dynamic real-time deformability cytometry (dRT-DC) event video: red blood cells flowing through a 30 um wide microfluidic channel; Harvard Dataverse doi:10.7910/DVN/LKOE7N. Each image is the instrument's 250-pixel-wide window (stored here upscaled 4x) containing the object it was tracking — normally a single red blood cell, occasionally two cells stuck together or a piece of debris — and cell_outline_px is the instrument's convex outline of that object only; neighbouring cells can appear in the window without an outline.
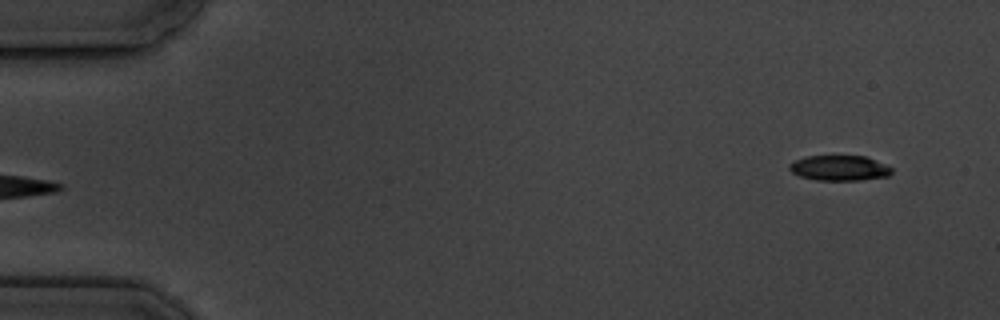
{"species": "common noctule bat (a hibernating species)", "species_latin": "Nyctalus noctula", "temperature_condition": "cold", "stored_images_in_passage": 5, "camera_frame_rate_fps": 3000, "um_per_image_px": 0.085, "animal": {"sex": "male", "body_mass_g": 19.5, "forearm_length_mm": 54.6}, "frame": {"image": 1, "passage_image": 5, "time_ms": 5.333, "image_size_px": [1000, 320], "cell_outline_px": [[892, 172], [888, 176], [860, 180], [816, 180], [800, 176], [792, 172], [788, 168], [788, 164], [804, 156], [864, 156], [892, 168]], "centroid_in_image_um": [71.31, 14.28], "position_along_channel_um": 13.7, "area_um2": 14.91}}